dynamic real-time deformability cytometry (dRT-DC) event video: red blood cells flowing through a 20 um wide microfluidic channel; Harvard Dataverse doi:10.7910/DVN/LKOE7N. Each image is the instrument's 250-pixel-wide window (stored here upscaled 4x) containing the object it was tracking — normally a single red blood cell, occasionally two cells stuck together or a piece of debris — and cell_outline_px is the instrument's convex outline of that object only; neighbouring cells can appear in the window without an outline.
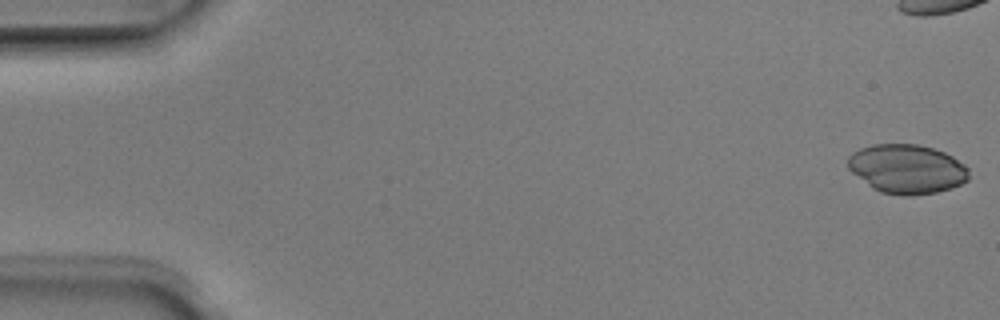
{"species": "Egyptian fruit bat (a non-hibernating species)", "species_latin": "Rousettus aegyptiacus", "temperature_condition": "room temperature", "stored_images_in_passage": 6, "camera_frame_rate_fps": 3000, "um_per_image_px": 0.085, "animal": {"sex": "male"}, "frame": {"image": 1, "passage_image": 1, "time_ms": 0.0, "image_size_px": [1000, 320], "cell_outline_px": [[968, 180], [952, 188], [936, 192], [908, 196], [880, 192], [872, 188], [852, 172], [848, 168], [848, 156], [852, 152], [860, 148], [872, 144], [916, 144], [932, 148], [944, 152], [952, 156], [968, 168]], "centroid_in_image_um": [77.07, 14.36], "position_along_channel_um": 7.9, "area_um2": 34.56}}
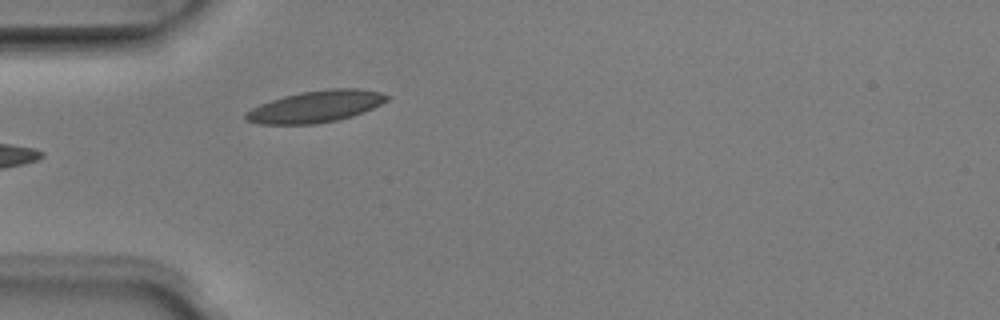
{"frame": {"image": 2, "passage_image": 6, "time_ms": 1.667, "image_size_px": [1000, 320], "cell_outline_px": [[392, 96], [388, 100], [364, 112], [352, 116], [336, 120], [316, 124], [260, 124], [244, 120], [244, 112], [260, 104], [284, 96], [300, 92], [328, 88], [356, 88], [380, 92]], "centroid_in_image_um": [26.83, 9.05], "position_along_channel_um": 58.2, "area_um2": 26.18}}